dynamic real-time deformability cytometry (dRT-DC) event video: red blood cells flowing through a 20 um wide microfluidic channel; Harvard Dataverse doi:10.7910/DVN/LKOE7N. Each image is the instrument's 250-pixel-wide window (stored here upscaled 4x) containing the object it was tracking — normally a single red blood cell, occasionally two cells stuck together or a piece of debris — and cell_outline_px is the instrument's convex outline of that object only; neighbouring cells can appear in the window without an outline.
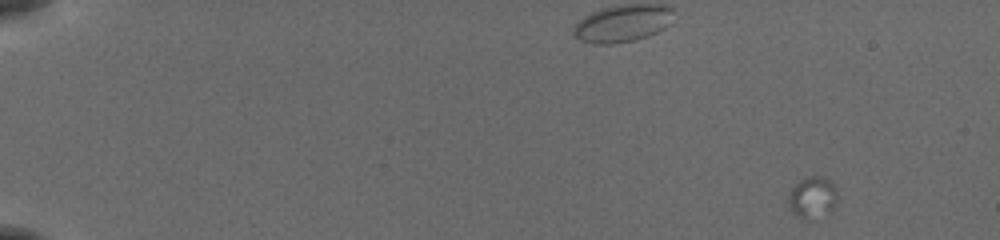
{"species": "common noctule bat (a hibernating species)", "species_latin": "Nyctalus noctula", "temperature_condition": "cold", "stored_images_in_passage": 11, "camera_frame_rate_fps": 3000, "um_per_image_px": 0.085, "animal": {"sex": "female", "body_mass_g": 19.5, "forearm_length_mm": 54.1}, "frame": {"image": 1, "passage_image": 1, "time_ms": 0.0, "image_size_px": [1000, 240], "cell_outline_px": [[836, 200], [832, 208], [828, 212], [808, 220], [804, 220], [796, 216], [792, 212], [788, 204], [788, 196], [792, 188], [800, 180], [808, 176], [820, 176], [828, 180], [836, 188]], "centroid_in_image_um": [69.02, 16.79], "position_along_channel_um": 16.0, "area_um2": 11.68}}